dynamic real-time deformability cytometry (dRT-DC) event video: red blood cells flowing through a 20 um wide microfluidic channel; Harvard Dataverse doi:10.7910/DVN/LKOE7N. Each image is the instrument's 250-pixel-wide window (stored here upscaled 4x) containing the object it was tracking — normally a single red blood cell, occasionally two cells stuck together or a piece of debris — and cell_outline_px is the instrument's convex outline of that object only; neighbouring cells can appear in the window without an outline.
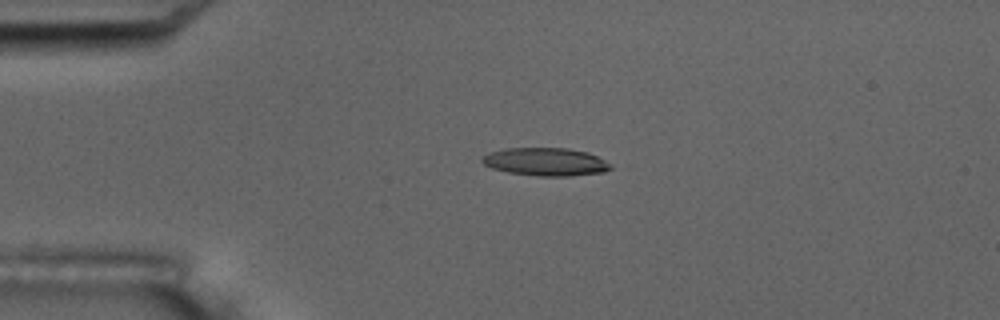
{"species": "common noctule bat (a hibernating species)", "species_latin": "Nyctalus noctula", "temperature_condition": "room temperature", "stored_images_in_passage": 2, "camera_frame_rate_fps": 3000, "um_per_image_px": 0.085, "animal": {"sex": "male", "body_mass_g": 17.5, "forearm_length_mm": 52.3}, "frame": {"image": 1, "passage_image": 1, "time_ms": 0.0, "image_size_px": [1000, 320], "cell_outline_px": [[612, 168], [604, 172], [572, 176], [536, 176], [508, 172], [492, 168], [484, 164], [480, 160], [480, 156], [488, 152], [504, 148], [568, 148], [588, 152], [612, 164]], "centroid_in_image_um": [46.35, 13.75], "position_along_channel_um": 38.6, "area_um2": 21.21}}